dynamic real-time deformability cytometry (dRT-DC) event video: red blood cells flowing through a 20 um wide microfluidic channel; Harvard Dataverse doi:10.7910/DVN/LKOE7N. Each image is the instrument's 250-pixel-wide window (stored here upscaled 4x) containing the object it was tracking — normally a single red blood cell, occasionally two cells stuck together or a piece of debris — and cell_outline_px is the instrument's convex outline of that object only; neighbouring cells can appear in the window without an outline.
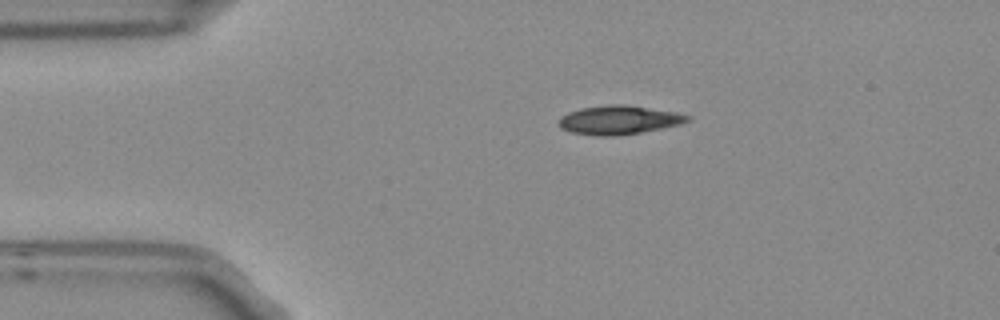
{"species": "Egyptian fruit bat (a non-hibernating species)", "species_latin": "Rousettus aegyptiacus", "temperature_condition": "room temperature", "stored_images_in_passage": 2, "camera_frame_rate_fps": 3000, "um_per_image_px": 0.085, "frame": {"image": 1, "passage_image": 1, "time_ms": 0.0, "image_size_px": [1000, 320], "cell_outline_px": [[692, 120], [680, 124], [640, 132], [616, 136], [600, 136], [572, 132], [560, 128], [560, 120], [568, 112], [580, 108], [616, 104], [624, 104], [676, 112], [692, 116]], "centroid_in_image_um": [52.65, 10.19], "position_along_channel_um": 32.3, "area_um2": 21.33}}